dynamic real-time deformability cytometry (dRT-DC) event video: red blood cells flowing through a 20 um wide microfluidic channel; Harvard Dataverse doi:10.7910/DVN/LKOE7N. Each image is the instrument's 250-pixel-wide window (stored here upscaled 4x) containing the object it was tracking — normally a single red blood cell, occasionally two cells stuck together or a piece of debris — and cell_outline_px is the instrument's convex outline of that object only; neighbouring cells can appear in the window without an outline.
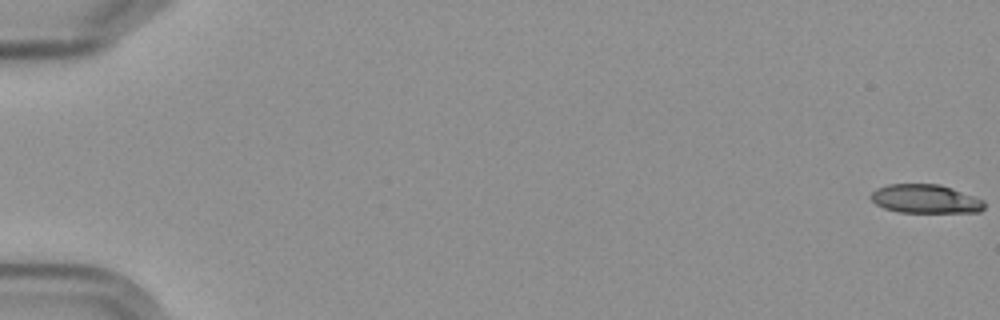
{"species": "Egyptian fruit bat (a non-hibernating species)", "species_latin": "Rousettus aegyptiacus", "temperature_condition": "cold", "stored_images_in_passage": 5, "camera_frame_rate_fps": 3000, "um_per_image_px": 0.085, "frame": {"image": 1, "passage_image": 1, "time_ms": 0.0, "image_size_px": [1000, 320], "cell_outline_px": [[984, 208], [980, 212], [900, 212], [884, 208], [876, 204], [868, 196], [876, 188], [888, 184], [940, 184], [952, 188], [984, 200]], "centroid_in_image_um": [78.64, 16.9], "position_along_channel_um": 6.4, "area_um2": 19.02}}